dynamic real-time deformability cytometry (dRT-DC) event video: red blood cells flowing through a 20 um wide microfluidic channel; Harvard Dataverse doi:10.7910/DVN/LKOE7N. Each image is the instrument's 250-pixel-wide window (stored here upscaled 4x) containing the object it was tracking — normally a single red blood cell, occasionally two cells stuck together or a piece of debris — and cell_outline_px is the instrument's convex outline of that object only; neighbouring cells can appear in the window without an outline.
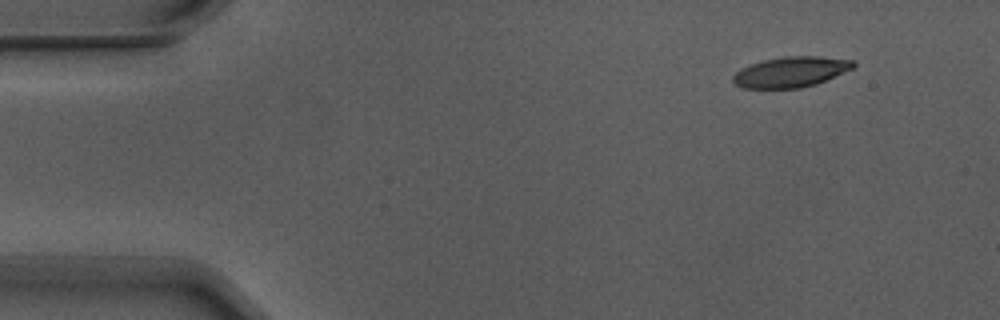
{"species": "Egyptian fruit bat (a non-hibernating species)", "species_latin": "Rousettus aegyptiacus", "temperature_condition": "warm", "stored_images_in_passage": 4, "camera_frame_rate_fps": 3000, "um_per_image_px": 0.085, "animal": {"sex": "male"}, "frame": {"image": 1, "passage_image": 2, "time_ms": 0.333, "image_size_px": [1000, 320], "cell_outline_px": [[856, 64], [852, 68], [816, 84], [800, 88], [740, 88], [732, 80], [732, 76], [740, 68], [764, 60], [784, 56], [820, 56], [852, 60]], "centroid_in_image_um": [67.18, 6.11], "position_along_channel_um": 17.8, "area_um2": 21.21}}